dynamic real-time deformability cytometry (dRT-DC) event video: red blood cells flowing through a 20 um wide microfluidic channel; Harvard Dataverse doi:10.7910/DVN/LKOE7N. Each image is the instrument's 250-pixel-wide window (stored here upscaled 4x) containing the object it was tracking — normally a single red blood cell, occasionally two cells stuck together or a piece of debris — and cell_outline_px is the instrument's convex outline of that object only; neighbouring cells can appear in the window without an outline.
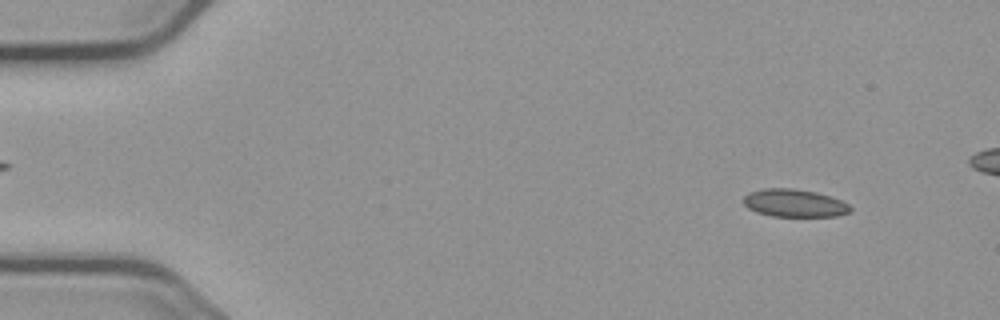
{"species": "common noctule bat (a hibernating species)", "species_latin": "Nyctalus noctula", "temperature_condition": "cold", "stored_images_in_passage": 51, "camera_frame_rate_fps": 3000, "um_per_image_px": 0.085, "animal": {"sex": "male", "body_mass_g": 23.1, "forearm_length_mm": 52.7}, "frame": {"image": 1, "passage_image": 5, "time_ms": 1.333, "image_size_px": [1000, 320], "cell_outline_px": [[852, 212], [836, 216], [772, 216], [756, 212], [748, 208], [740, 200], [748, 192], [764, 188], [792, 188], [816, 192], [832, 196], [848, 204], [852, 208]], "centroid_in_image_um": [67.5, 17.26], "position_along_channel_um": 17.5, "area_um2": 17.51}}
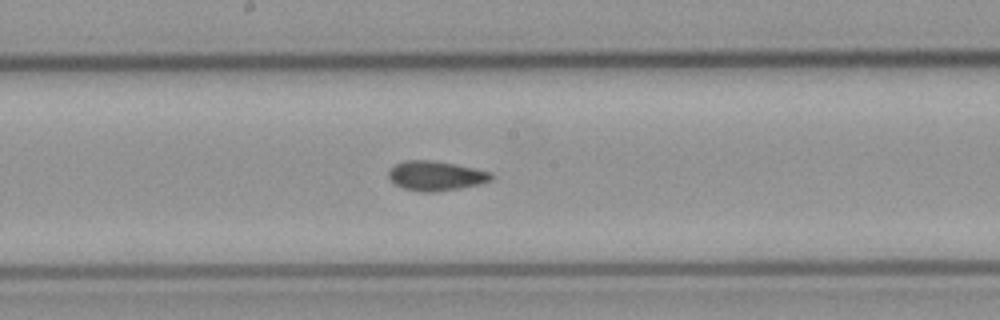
{"frame": {"image": 2, "passage_image": 29, "time_ms": 9.333, "image_size_px": [1000, 320], "cell_outline_px": [[492, 180], [480, 184], [460, 188], [436, 192], [420, 192], [404, 188], [396, 184], [388, 176], [388, 172], [396, 164], [404, 160], [432, 160], [492, 172]], "centroid_in_image_um": [37.05, 14.95], "position_along_channel_um": 211.2, "area_um2": 17.51}}
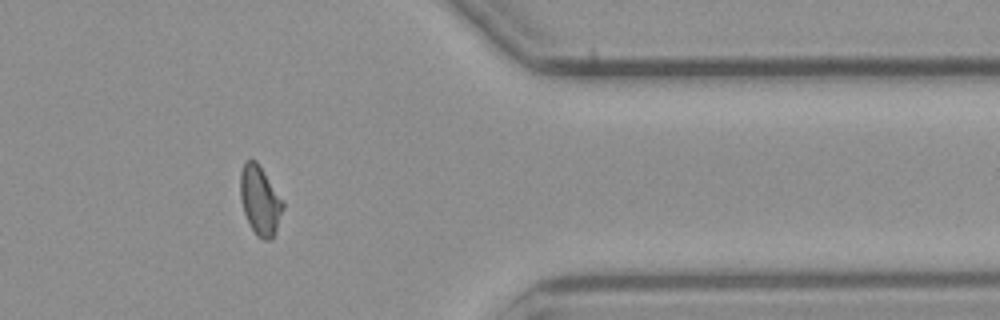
{"frame": {"image": 3, "passage_image": 45, "time_ms": 14.667, "image_size_px": [1000, 320], "cell_outline_px": [[284, 208], [276, 232], [272, 240], [264, 240], [256, 236], [244, 212], [240, 200], [240, 172], [244, 164], [248, 160], [256, 160], [284, 200]], "centroid_in_image_um": [22.12, 17.06], "position_along_channel_um": 389.3, "area_um2": 17.34}}